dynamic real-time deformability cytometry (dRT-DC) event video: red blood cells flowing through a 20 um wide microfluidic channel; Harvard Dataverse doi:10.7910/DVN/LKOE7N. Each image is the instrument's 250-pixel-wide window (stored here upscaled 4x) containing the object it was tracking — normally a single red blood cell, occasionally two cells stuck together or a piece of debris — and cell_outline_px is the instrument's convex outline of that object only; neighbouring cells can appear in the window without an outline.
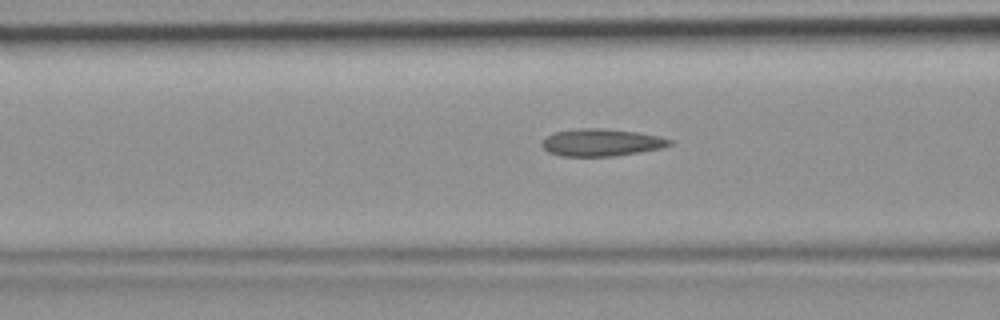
{"species": "common noctule bat (a hibernating species)", "species_latin": "Nyctalus noctula", "temperature_condition": "room temperature", "stored_images_in_passage": 40, "camera_frame_rate_fps": 3000, "um_per_image_px": 0.085, "animal": {"sex": "female", "body_mass_g": 19.9}, "frame": {"image": 1, "passage_image": 15, "time_ms": 4.667, "image_size_px": [1000, 320], "cell_outline_px": [[672, 144], [664, 148], [640, 152], [612, 156], [560, 156], [548, 152], [540, 144], [548, 136], [556, 132], [576, 128], [604, 128], [640, 132], [660, 136], [672, 140]], "centroid_in_image_um": [51.16, 12.1], "position_along_channel_um": 115.4, "area_um2": 20.46}}
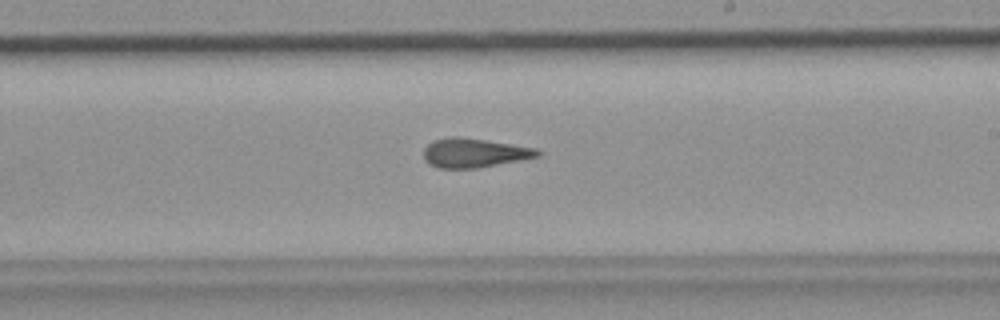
{"frame": {"image": 2, "passage_image": 24, "time_ms": 7.667, "image_size_px": [1000, 320], "cell_outline_px": [[544, 152], [540, 156], [476, 168], [440, 168], [428, 164], [424, 160], [424, 148], [432, 140], [452, 136], [456, 136], [484, 140], [536, 148]], "centroid_in_image_um": [40.28, 12.99], "position_along_channel_um": 248.7, "area_um2": 19.25}}
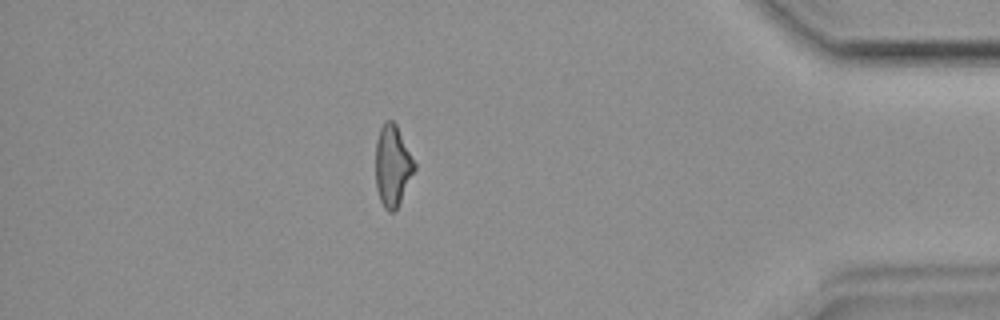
{"frame": {"image": 3, "passage_image": 37, "time_ms": 12.0, "image_size_px": [1000, 320], "cell_outline_px": [[416, 168], [396, 212], [388, 212], [384, 208], [380, 200], [376, 188], [376, 140], [380, 128], [384, 120], [392, 120], [396, 124], [416, 164]], "centroid_in_image_um": [33.37, 14.11], "position_along_channel_um": 401.8, "area_um2": 18.55}}